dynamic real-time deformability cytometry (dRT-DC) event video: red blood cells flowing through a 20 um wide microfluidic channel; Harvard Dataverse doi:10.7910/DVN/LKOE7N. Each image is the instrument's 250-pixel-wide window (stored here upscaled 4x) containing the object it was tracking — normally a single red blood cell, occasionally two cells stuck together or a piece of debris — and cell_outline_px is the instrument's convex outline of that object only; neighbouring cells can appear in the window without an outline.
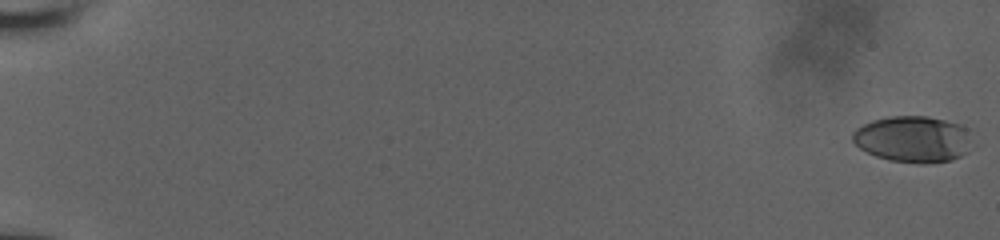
{"species": "human", "species_latin": "Homo sapiens", "temperature_condition": "room temperature", "stored_images_in_passage": 35, "camera_frame_rate_fps": 3000, "um_per_image_px": 0.085, "donor": {"sex": "male"}, "frame": {"image": 1, "passage_image": 1, "time_ms": 0.0, "image_size_px": [1000, 240], "cell_outline_px": [[968, 152], [952, 160], [924, 164], [888, 160], [876, 156], [860, 148], [852, 140], [852, 132], [856, 128], [872, 120], [888, 116], [928, 116], [960, 124], [968, 128]], "centroid_in_image_um": [77.58, 11.82], "position_along_channel_um": 7.4, "area_um2": 32.25}}
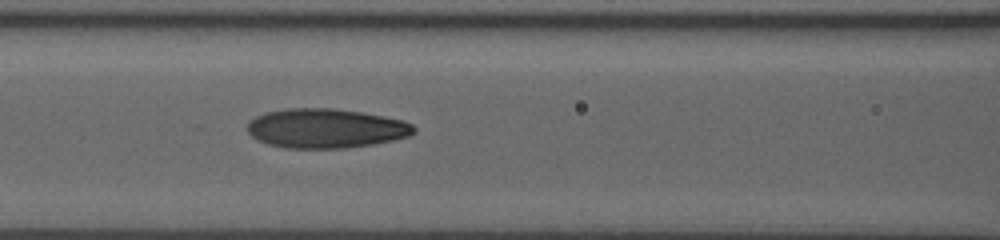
{"frame": {"image": 2, "passage_image": 20, "time_ms": 9.333, "image_size_px": [1000, 240], "cell_outline_px": [[416, 132], [408, 136], [392, 140], [372, 144], [344, 148], [284, 148], [268, 144], [252, 136], [248, 132], [248, 120], [264, 112], [284, 108], [332, 108], [360, 112], [384, 116], [404, 120], [412, 124], [416, 128]], "centroid_in_image_um": [27.68, 10.9], "position_along_channel_um": 138.9, "area_um2": 38.32}}
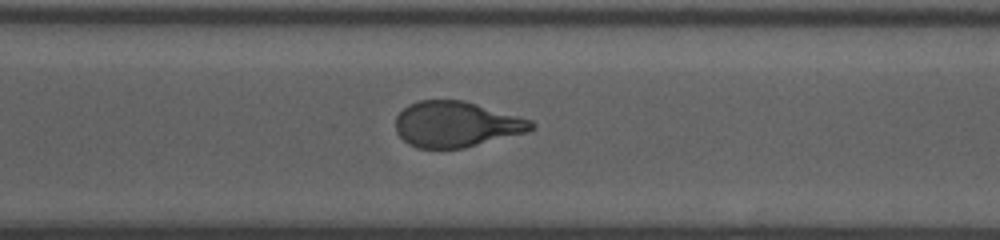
{"frame": {"image": 3, "passage_image": 35, "time_ms": 14.333, "image_size_px": [1000, 240], "cell_outline_px": [[536, 128], [528, 132], [464, 148], [416, 148], [408, 144], [396, 132], [396, 116], [408, 104], [420, 100], [464, 100], [532, 120], [536, 124]], "centroid_in_image_um": [38.8, 10.56], "position_along_channel_um": 331.8, "area_um2": 36.24}}